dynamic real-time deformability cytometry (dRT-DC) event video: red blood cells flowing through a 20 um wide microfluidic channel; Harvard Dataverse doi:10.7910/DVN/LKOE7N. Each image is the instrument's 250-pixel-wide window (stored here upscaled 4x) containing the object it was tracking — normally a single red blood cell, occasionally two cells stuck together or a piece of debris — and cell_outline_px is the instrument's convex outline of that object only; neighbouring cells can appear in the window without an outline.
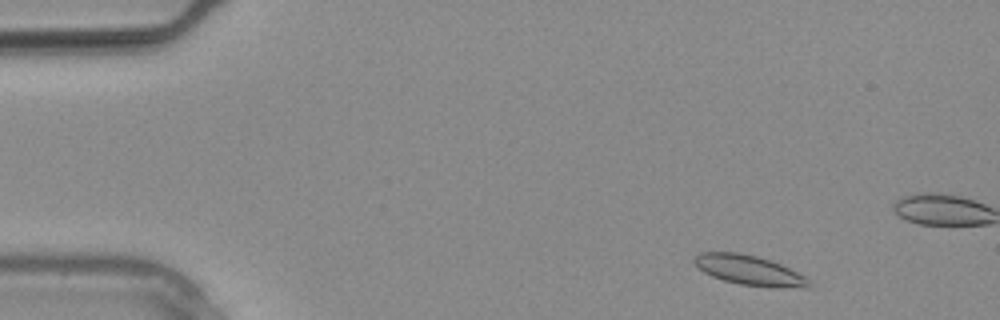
{"species": "common noctule bat (a hibernating species)", "species_latin": "Nyctalus noctula", "temperature_condition": "warm", "stored_images_in_passage": 8, "camera_frame_rate_fps": 3000, "um_per_image_px": 0.085, "animal": {"sex": "male", "body_mass_g": 20.4}, "frame": {"image": 1, "passage_image": 2, "time_ms": 0.333, "image_size_px": [1000, 320], "cell_outline_px": [[812, 288], [776, 288], [740, 284], [724, 280], [712, 276], [704, 272], [692, 260], [692, 256], [700, 252], [740, 252], [756, 256], [780, 264], [812, 280]], "centroid_in_image_um": [63.72, 22.98], "position_along_channel_um": 21.3, "area_um2": 20.06}}